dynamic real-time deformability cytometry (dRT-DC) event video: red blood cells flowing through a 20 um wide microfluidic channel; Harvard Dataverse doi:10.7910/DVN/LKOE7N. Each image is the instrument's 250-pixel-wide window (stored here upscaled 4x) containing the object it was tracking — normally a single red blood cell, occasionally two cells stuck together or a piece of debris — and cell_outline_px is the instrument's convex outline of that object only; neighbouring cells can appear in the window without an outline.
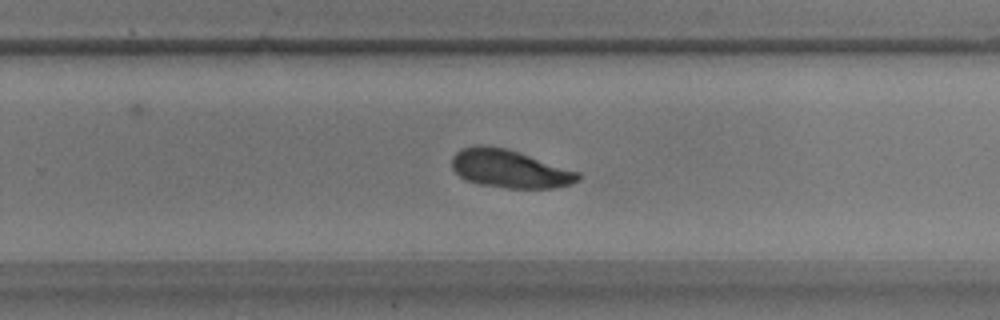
{"species": "common noctule bat (a hibernating species)", "species_latin": "Nyctalus noctula", "temperature_condition": "warm", "stored_images_in_passage": 57, "camera_frame_rate_fps": 3000, "um_per_image_px": 0.085, "animal": {"sex": "male", "body_mass_g": 17.9}, "frame": {"image": 1, "passage_image": 37, "time_ms": 12.0, "image_size_px": [1000, 320], "cell_outline_px": [[580, 180], [572, 184], [556, 188], [508, 188], [476, 184], [460, 176], [452, 168], [452, 156], [460, 148], [476, 144], [484, 144], [508, 148], [580, 172]], "centroid_in_image_um": [43.32, 14.33], "position_along_channel_um": 286.5, "area_um2": 28.44}}
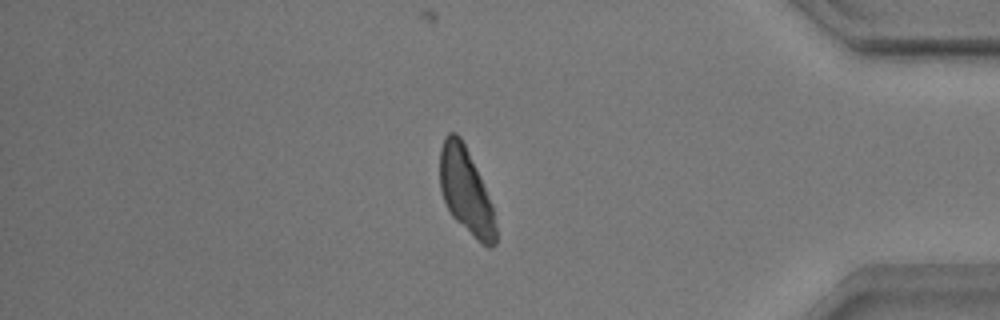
{"frame": {"image": 2, "passage_image": 49, "time_ms": 16.0, "image_size_px": [1000, 320], "cell_outline_px": [[496, 244], [492, 248], [488, 248], [480, 244], [452, 216], [444, 200], [440, 188], [440, 148], [444, 136], [448, 132], [456, 132], [460, 136], [480, 176], [492, 204], [496, 224]], "centroid_in_image_um": [39.61, 16.26], "position_along_channel_um": 395.6, "area_um2": 27.98}}
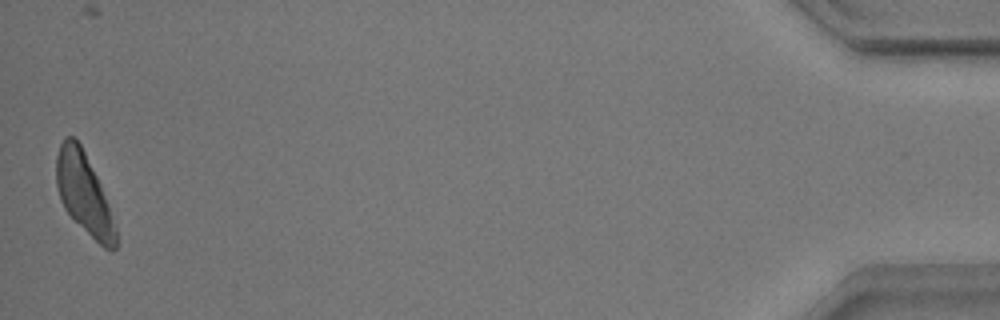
{"frame": {"image": 3, "passage_image": 57, "time_ms": 18.667, "image_size_px": [1000, 320], "cell_outline_px": [[116, 248], [112, 252], [104, 248], [64, 208], [60, 200], [56, 184], [56, 156], [60, 144], [64, 136], [72, 136], [80, 144], [100, 184], [116, 228]], "centroid_in_image_um": [7.11, 16.43], "position_along_channel_um": 428.1, "area_um2": 27.17}}